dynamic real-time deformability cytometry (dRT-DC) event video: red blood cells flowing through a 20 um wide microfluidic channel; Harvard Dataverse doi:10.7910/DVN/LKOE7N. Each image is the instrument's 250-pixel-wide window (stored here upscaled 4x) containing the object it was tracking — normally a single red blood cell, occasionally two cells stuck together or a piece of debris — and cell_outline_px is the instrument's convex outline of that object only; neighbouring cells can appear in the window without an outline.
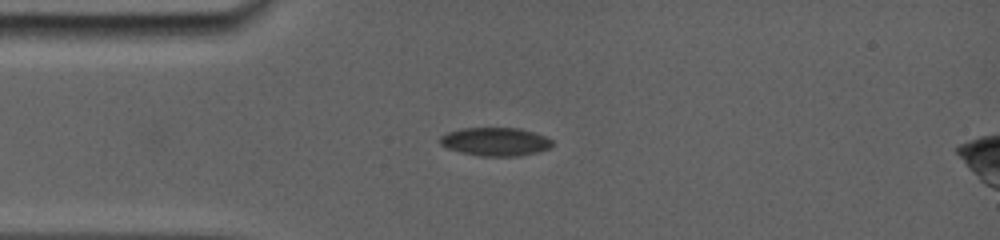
{"species": "common noctule bat (a hibernating species)", "species_latin": "Nyctalus noctula", "temperature_condition": "room temperature", "stored_images_in_passage": 43, "camera_frame_rate_fps": 5000, "um_per_image_px": 0.085, "animal": {"sex": "female", "body_mass_g": 19.0, "forearm_length_mm": 56.7}, "frame": {"image": 1, "passage_image": 10, "time_ms": 3.4, "image_size_px": [1000, 240], "cell_outline_px": [[552, 144], [548, 148], [532, 152], [512, 156], [484, 156], [464, 152], [448, 148], [440, 144], [440, 140], [444, 136], [452, 132], [464, 128], [516, 128], [552, 140]], "centroid_in_image_um": [42.07, 12.04], "position_along_channel_um": 42.9, "area_um2": 17.46}}
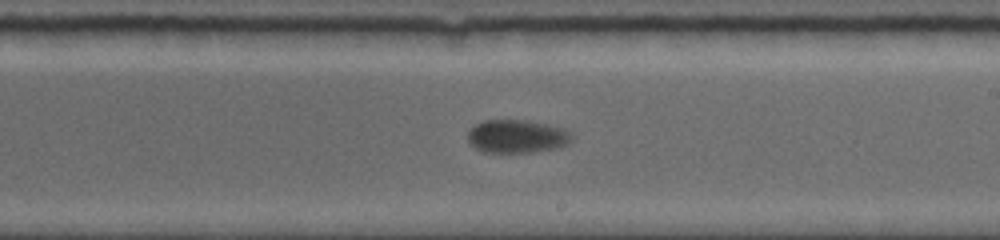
{"frame": {"image": 2, "passage_image": 25, "time_ms": 9.2, "image_size_px": [1000, 240], "cell_outline_px": [[572, 140], [564, 144], [552, 148], [532, 152], [484, 152], [476, 148], [468, 140], [468, 132], [476, 124], [484, 120], [524, 120], [544, 124], [560, 128], [568, 132], [572, 136]], "centroid_in_image_um": [43.88, 11.59], "position_along_channel_um": 245.1, "area_um2": 19.54}}
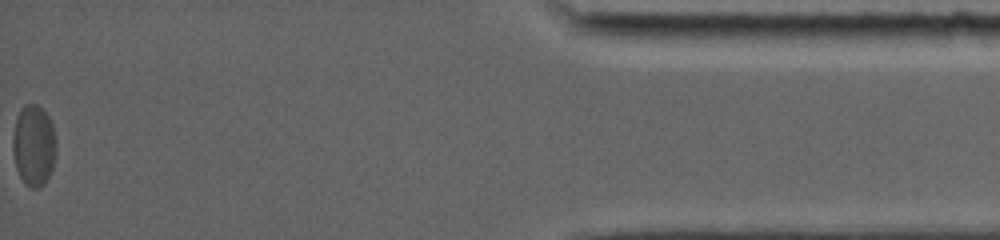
{"frame": {"image": 3, "passage_image": 43, "time_ms": 16.2, "image_size_px": [1000, 240], "cell_outline_px": [[56, 156], [52, 172], [44, 184], [40, 188], [28, 188], [24, 184], [16, 168], [12, 148], [12, 136], [16, 116], [20, 108], [24, 104], [36, 104], [48, 116], [52, 124], [56, 140]], "centroid_in_image_um": [2.86, 12.39], "position_along_channel_um": 432.3, "area_um2": 21.04}, "authors_computed_cell_mechanics": {"area_um2": 19.7098, "velocity_mm_per_s": 3.7351, "shape_relaxation_time_tau1_ms": 1.4753, "shape_relaxation_time_tau2_ms": null, "deformation_change_tau1": 0.0601, "deformation_change_tau2": null}}